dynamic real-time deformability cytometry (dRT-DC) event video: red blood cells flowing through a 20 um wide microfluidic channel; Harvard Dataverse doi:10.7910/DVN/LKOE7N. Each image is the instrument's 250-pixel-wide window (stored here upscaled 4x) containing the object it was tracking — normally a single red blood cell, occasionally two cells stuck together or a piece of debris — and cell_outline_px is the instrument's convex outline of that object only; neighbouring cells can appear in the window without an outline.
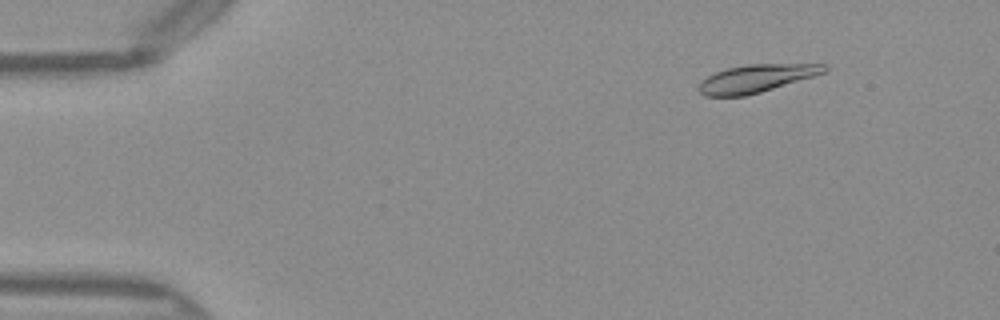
{"species": "Egyptian fruit bat (a non-hibernating species)", "species_latin": "Rousettus aegyptiacus", "temperature_condition": "warm", "stored_images_in_passage": 50, "camera_frame_rate_fps": 3000, "um_per_image_px": 0.085, "frame": {"image": 1, "passage_image": 6, "time_ms": 1.667, "image_size_px": [1000, 320], "cell_outline_px": [[828, 72], [760, 92], [744, 96], [704, 96], [696, 88], [700, 80], [716, 72], [728, 68], [748, 64], [828, 64]], "centroid_in_image_um": [64.28, 6.67], "position_along_channel_um": 20.7, "area_um2": 20.4}}
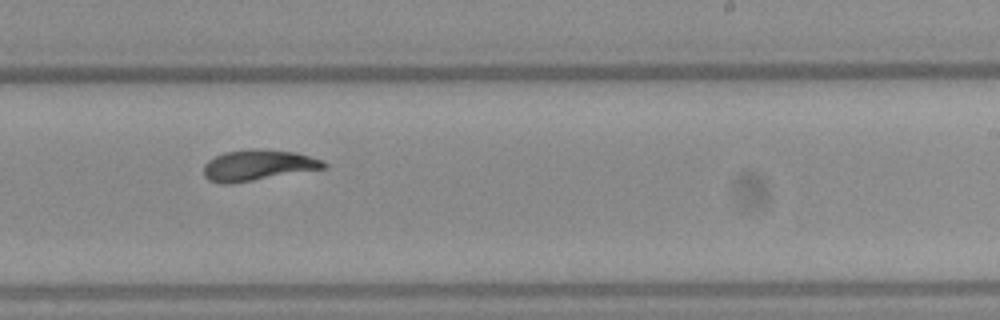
{"frame": {"image": 2, "passage_image": 31, "time_ms": 10.0, "image_size_px": [1000, 320], "cell_outline_px": [[328, 164], [324, 168], [228, 184], [220, 184], [208, 180], [204, 176], [204, 164], [208, 160], [224, 152], [252, 148], [256, 148], [296, 152], [324, 160]], "centroid_in_image_um": [21.9, 14.03], "position_along_channel_um": 267.1, "area_um2": 21.5}}
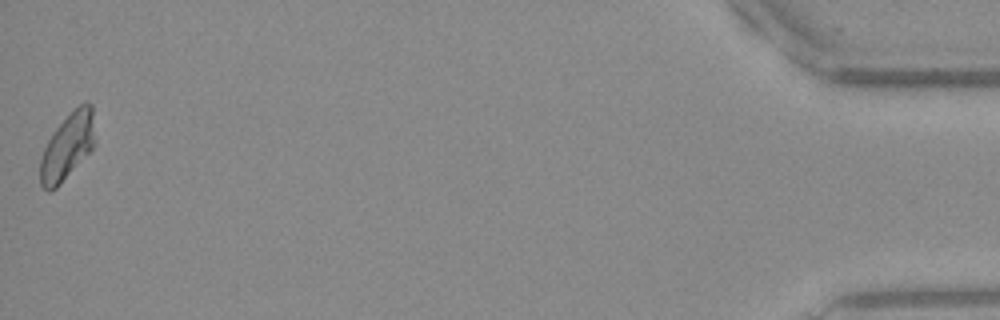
{"frame": {"image": 3, "passage_image": 50, "time_ms": 16.333, "image_size_px": [1000, 320], "cell_outline_px": [[96, 144], [60, 184], [56, 188], [48, 192], [40, 184], [40, 160], [44, 148], [48, 140], [56, 128], [84, 100], [92, 104], [96, 140]], "centroid_in_image_um": [5.76, 12.44], "position_along_channel_um": 429.4, "area_um2": 21.04}, "authors_computed_cell_mechanics": {"area_um2": 21.1548, "velocity_mm_per_s": 4.0403, "shape_relaxation_time_tau1_ms": 3.8143, "shape_relaxation_time_tau2_ms": 4.6208, "deformation_change_tau1": 0.1586, "deformation_change_tau2": 0.0991}}